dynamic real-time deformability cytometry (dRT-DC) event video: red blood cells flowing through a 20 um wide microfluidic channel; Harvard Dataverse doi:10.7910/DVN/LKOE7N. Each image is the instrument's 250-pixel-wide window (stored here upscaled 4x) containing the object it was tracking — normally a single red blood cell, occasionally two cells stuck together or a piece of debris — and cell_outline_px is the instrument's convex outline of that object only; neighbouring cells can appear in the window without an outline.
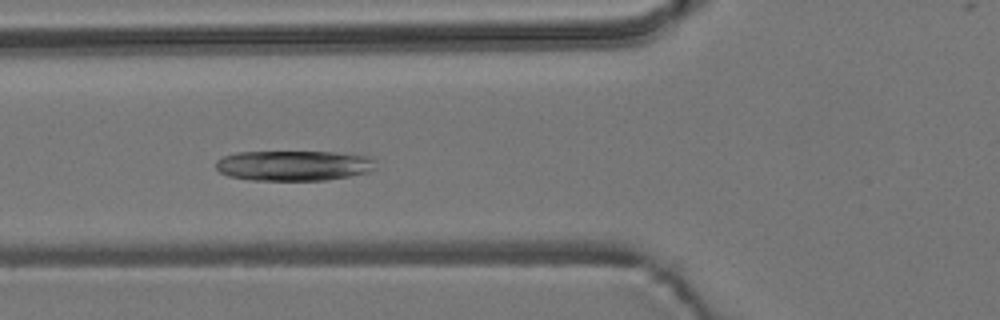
{"species": "common noctule bat (a hibernating species)", "species_latin": "Nyctalus noctula", "temperature_condition": "room temperature", "stored_images_in_passage": 41, "camera_frame_rate_fps": 3000, "um_per_image_px": 0.085, "animal": {"sex": "male", "body_mass_g": 19.2, "forearm_length_mm": 51.8}, "frame": {"image": 1, "passage_image": 15, "time_ms": 4.667, "image_size_px": [1000, 320], "cell_outline_px": [[376, 168], [368, 172], [348, 176], [324, 180], [248, 180], [228, 176], [220, 172], [216, 168], [216, 160], [224, 156], [236, 152], [332, 152], [368, 156], [376, 160]], "centroid_in_image_um": [24.96, 14.07], "position_along_channel_um": 100.8, "area_um2": 28.26}}
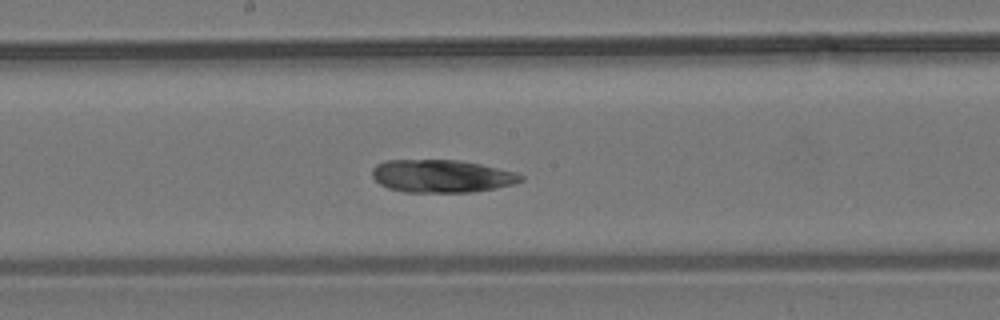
{"frame": {"image": 2, "passage_image": 24, "time_ms": 7.667, "image_size_px": [1000, 320], "cell_outline_px": [[524, 180], [512, 184], [496, 188], [472, 192], [404, 192], [388, 188], [380, 184], [372, 176], [372, 168], [376, 164], [388, 160], [460, 160], [480, 164], [516, 172], [524, 176]], "centroid_in_image_um": [37.54, 14.97], "position_along_channel_um": 210.7, "area_um2": 28.44}}
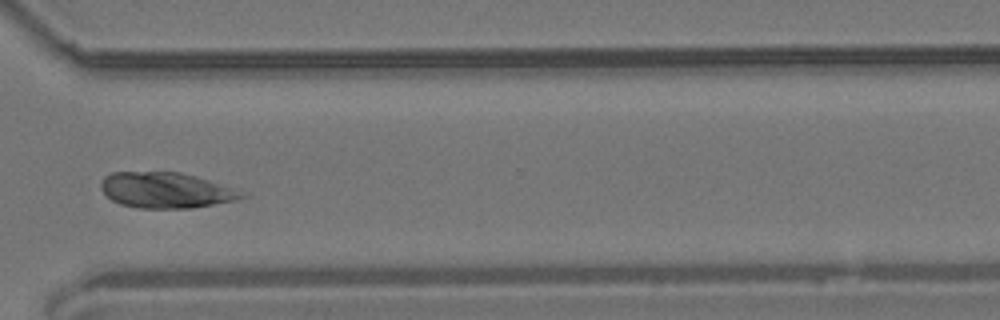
{"frame": {"image": 3, "passage_image": 36, "time_ms": 11.667, "image_size_px": [1000, 320], "cell_outline_px": [[248, 196], [236, 200], [192, 208], [140, 208], [120, 204], [112, 200], [100, 188], [100, 184], [104, 176], [112, 172], [180, 172], [208, 180]], "centroid_in_image_um": [14.01, 16.17], "position_along_channel_um": 356.6, "area_um2": 28.73}, "authors_computed_cell_mechanics": {"area_um2": 28.4376, "velocity_mm_per_s": 3.6461, "shape_relaxation_time_tau1_ms": null, "shape_relaxation_time_tau2_ms": 4.7334, "deformation_change_tau1": null, "deformation_change_tau2": 0.082}}